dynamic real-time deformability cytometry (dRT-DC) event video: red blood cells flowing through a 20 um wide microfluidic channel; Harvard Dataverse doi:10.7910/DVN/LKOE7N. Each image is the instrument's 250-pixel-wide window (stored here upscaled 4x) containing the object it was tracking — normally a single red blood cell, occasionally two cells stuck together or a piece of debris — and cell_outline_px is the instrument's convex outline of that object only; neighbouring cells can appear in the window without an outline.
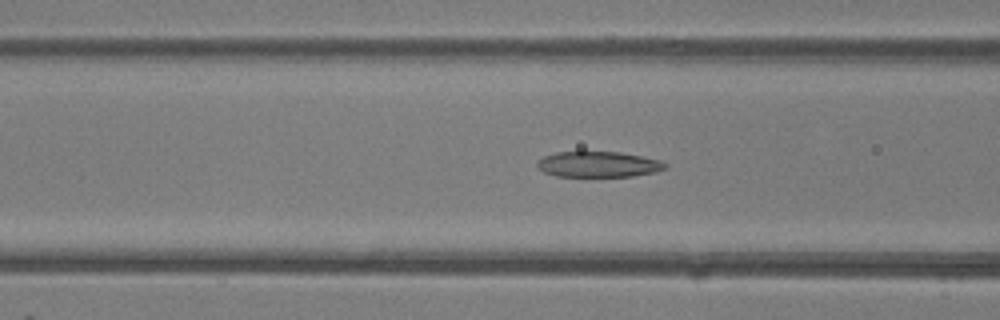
{"species": "common noctule bat (a hibernating species)", "species_latin": "Nyctalus noctula", "temperature_condition": "room temperature", "stored_images_in_passage": 48, "camera_frame_rate_fps": 3000, "um_per_image_px": 0.085, "animal": {"sex": "female"}, "frame": {"image": 1, "passage_image": 19, "time_ms": 6.0, "image_size_px": [1000, 320], "cell_outline_px": [[668, 168], [656, 172], [632, 176], [556, 176], [544, 172], [536, 168], [536, 164], [544, 156], [556, 152], [620, 152], [660, 160], [668, 164]], "centroid_in_image_um": [50.88, 13.97], "position_along_channel_um": 115.7, "area_um2": 19.13}}
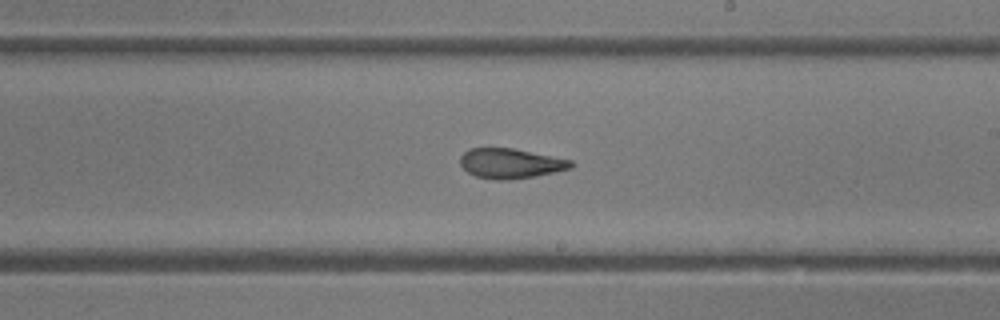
{"frame": {"image": 2, "passage_image": 28, "time_ms": 9.0, "image_size_px": [1000, 320], "cell_outline_px": [[576, 164], [572, 168], [556, 172], [536, 176], [508, 180], [496, 180], [476, 176], [468, 172], [460, 164], [460, 156], [468, 148], [512, 148], [572, 160]], "centroid_in_image_um": [43.42, 13.89], "position_along_channel_um": 245.6, "area_um2": 19.42}}
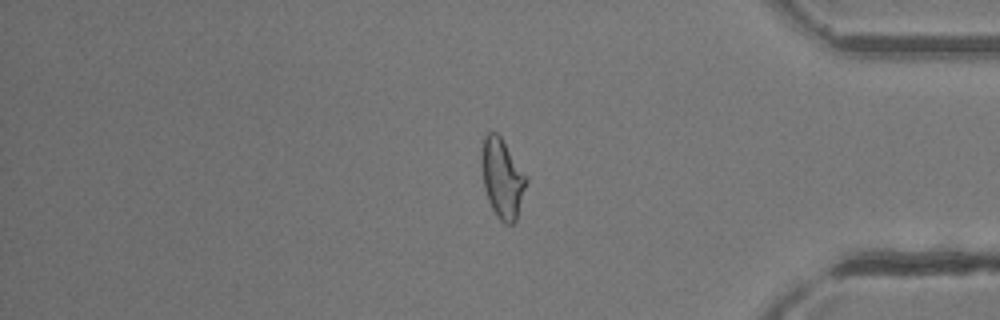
{"frame": {"image": 3, "passage_image": 40, "time_ms": 13.0, "image_size_px": [1000, 320], "cell_outline_px": [[528, 180], [516, 220], [512, 224], [504, 224], [496, 216], [488, 200], [484, 188], [480, 160], [480, 148], [484, 136], [488, 132], [496, 132], [500, 136], [528, 176]], "centroid_in_image_um": [42.68, 15.13], "position_along_channel_um": 392.5, "area_um2": 21.04}, "authors_computed_cell_mechanics": {"area_um2": 20.9525, "velocity_mm_per_s": 4.3186, "shape_relaxation_time_tau1_ms": null, "shape_relaxation_time_tau2_ms": 2.0772, "deformation_change_tau1": null, "deformation_change_tau2": 0.1005}}